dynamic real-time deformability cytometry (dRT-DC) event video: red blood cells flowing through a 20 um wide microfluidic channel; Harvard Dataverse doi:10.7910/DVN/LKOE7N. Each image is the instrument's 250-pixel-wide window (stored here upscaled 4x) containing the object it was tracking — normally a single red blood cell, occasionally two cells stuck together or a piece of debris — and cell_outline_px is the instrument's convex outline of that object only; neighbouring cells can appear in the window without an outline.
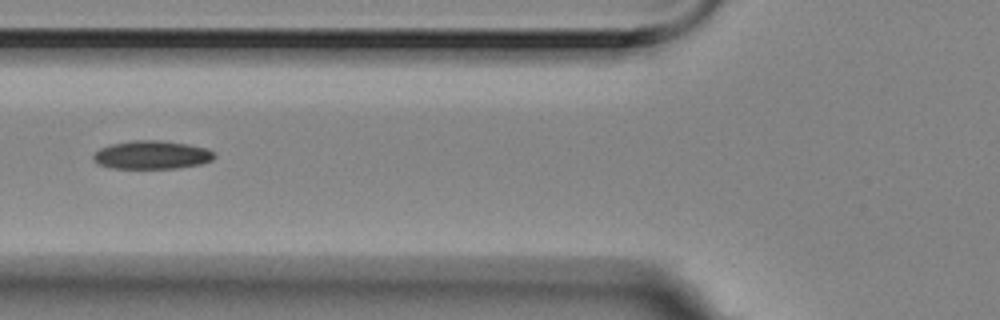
{"species": "Egyptian fruit bat (a non-hibernating species)", "species_latin": "Rousettus aegyptiacus", "temperature_condition": "room temperature", "stored_images_in_passage": 7, "camera_frame_rate_fps": 3000, "um_per_image_px": 0.085, "animal": {"sex": "female"}, "frame": {"image": 1, "passage_image": 6, "time_ms": 1.667, "image_size_px": [1000, 320], "cell_outline_px": [[216, 156], [212, 160], [200, 164], [176, 168], [112, 168], [96, 164], [92, 160], [92, 156], [100, 148], [112, 144], [136, 140], [156, 140], [188, 144], [208, 148]], "centroid_in_image_um": [12.88, 13.17], "position_along_channel_um": 112.9, "area_um2": 19.94}}
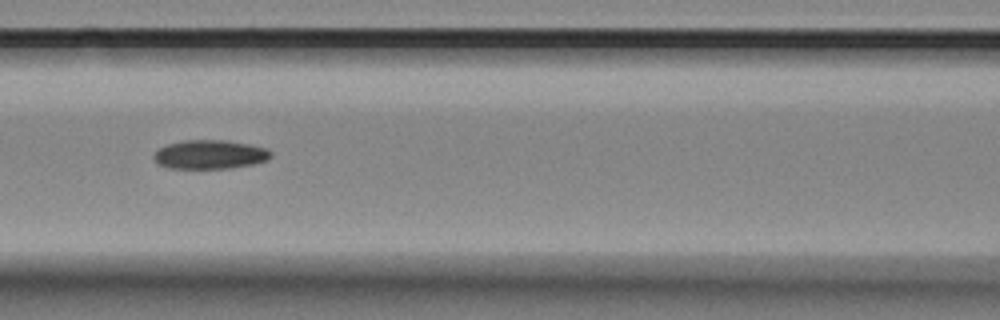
{"frame": {"image": 2, "passage_image": 7, "time_ms": 2.0, "image_size_px": [1000, 320], "cell_outline_px": [[272, 156], [264, 160], [252, 164], [228, 168], [168, 168], [156, 164], [152, 156], [160, 148], [168, 144], [184, 140], [224, 140], [248, 144], [268, 148], [272, 152]], "centroid_in_image_um": [17.81, 13.13], "position_along_channel_um": 148.8, "area_um2": 19.65}}